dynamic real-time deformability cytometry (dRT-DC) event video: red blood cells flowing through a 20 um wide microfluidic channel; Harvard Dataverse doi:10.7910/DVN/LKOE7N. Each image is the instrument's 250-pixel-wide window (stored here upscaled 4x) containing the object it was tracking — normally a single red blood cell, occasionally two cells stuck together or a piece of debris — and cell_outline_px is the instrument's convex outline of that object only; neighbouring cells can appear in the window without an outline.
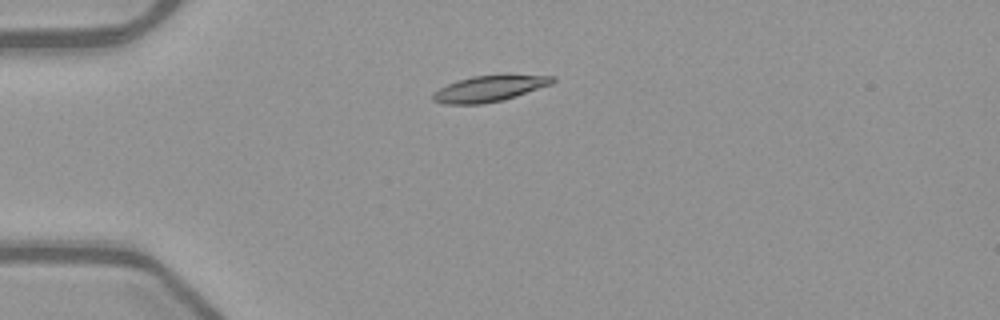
{"species": "common noctule bat (a hibernating species)", "species_latin": "Nyctalus noctula", "temperature_condition": "warm", "stored_images_in_passage": 32, "camera_frame_rate_fps": 3000, "um_per_image_px": 0.085, "animal": {"sex": "female", "body_mass_g": 21.9}, "frame": {"image": 1, "passage_image": 1, "time_ms": 0.0, "image_size_px": [1000, 320], "cell_outline_px": [[556, 80], [552, 84], [504, 100], [480, 104], [444, 104], [432, 100], [432, 96], [440, 88], [448, 84], [472, 76], [556, 76]], "centroid_in_image_um": [41.59, 7.55], "position_along_channel_um": 43.4, "area_um2": 17.57}}
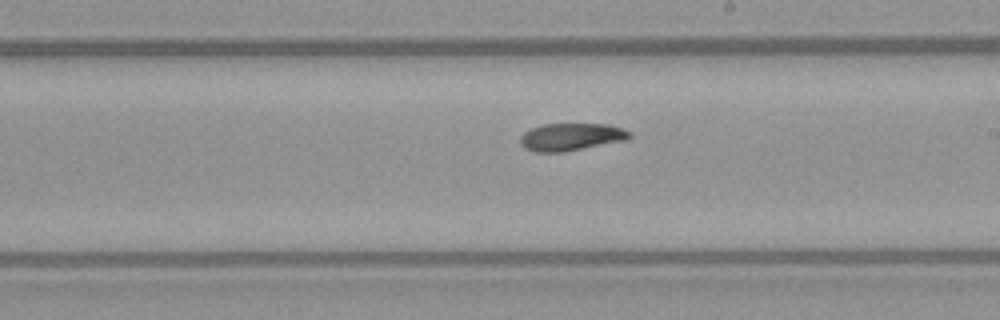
{"frame": {"image": 2, "passage_image": 18, "time_ms": 5.667, "image_size_px": [1000, 320], "cell_outline_px": [[632, 136], [624, 140], [564, 152], [536, 152], [524, 148], [520, 144], [520, 136], [524, 132], [540, 124], [608, 124], [632, 132]], "centroid_in_image_um": [48.51, 11.63], "position_along_channel_um": 240.5, "area_um2": 17.46}}
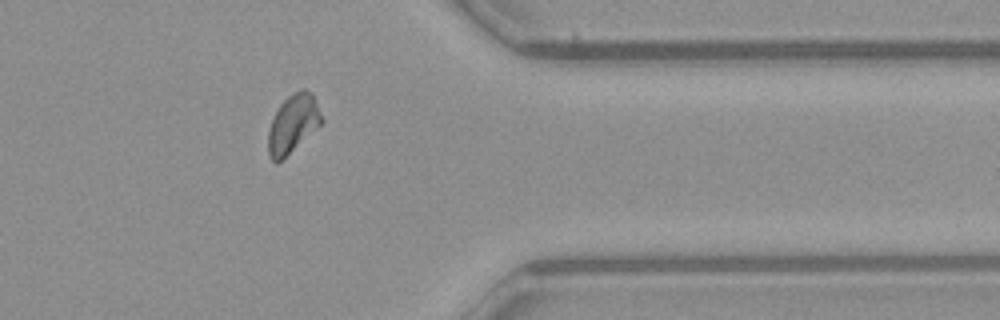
{"frame": {"image": 3, "passage_image": 30, "time_ms": 9.667, "image_size_px": [1000, 320], "cell_outline_px": [[324, 120], [320, 124], [276, 164], [268, 156], [268, 132], [272, 120], [280, 104], [292, 92], [300, 88], [304, 88], [312, 96]], "centroid_in_image_um": [24.86, 10.5], "position_along_channel_um": 386.5, "area_um2": 17.51}, "authors_computed_cell_mechanics": {"area_um2": 17.8024, "velocity_mm_per_s": 3.9694, "shape_relaxation_time_tau1_ms": 6.1303, "shape_relaxation_time_tau2_ms": 7.3346, "deformation_change_tau1": 0.1601, "deformation_change_tau2": 0.1359}}